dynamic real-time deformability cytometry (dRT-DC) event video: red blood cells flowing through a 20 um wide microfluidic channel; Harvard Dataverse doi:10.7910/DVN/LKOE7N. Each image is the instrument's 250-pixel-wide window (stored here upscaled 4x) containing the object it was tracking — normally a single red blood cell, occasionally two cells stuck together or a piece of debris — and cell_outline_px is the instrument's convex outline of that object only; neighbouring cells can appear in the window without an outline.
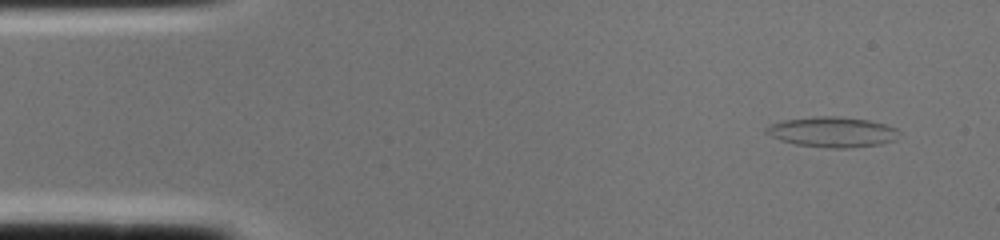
{"species": "common noctule bat (a hibernating species)", "species_latin": "Nyctalus noctula", "temperature_condition": "cold", "stored_images_in_passage": 1, "camera_frame_rate_fps": 3000, "um_per_image_px": 0.085, "animal": {"sex": "female", "body_mass_g": 22.0, "forearm_length_mm": 56.7}, "frame": {"image": 1, "passage_image": 1, "time_ms": 0.0, "image_size_px": [1000, 240], "cell_outline_px": [[896, 140], [880, 144], [848, 148], [828, 148], [796, 144], [780, 140], [764, 132], [764, 128], [772, 124], [784, 120], [816, 116], [836, 116], [868, 120], [884, 124], [896, 128]], "centroid_in_image_um": [70.72, 11.22], "position_along_channel_um": 14.3, "area_um2": 23.24}}